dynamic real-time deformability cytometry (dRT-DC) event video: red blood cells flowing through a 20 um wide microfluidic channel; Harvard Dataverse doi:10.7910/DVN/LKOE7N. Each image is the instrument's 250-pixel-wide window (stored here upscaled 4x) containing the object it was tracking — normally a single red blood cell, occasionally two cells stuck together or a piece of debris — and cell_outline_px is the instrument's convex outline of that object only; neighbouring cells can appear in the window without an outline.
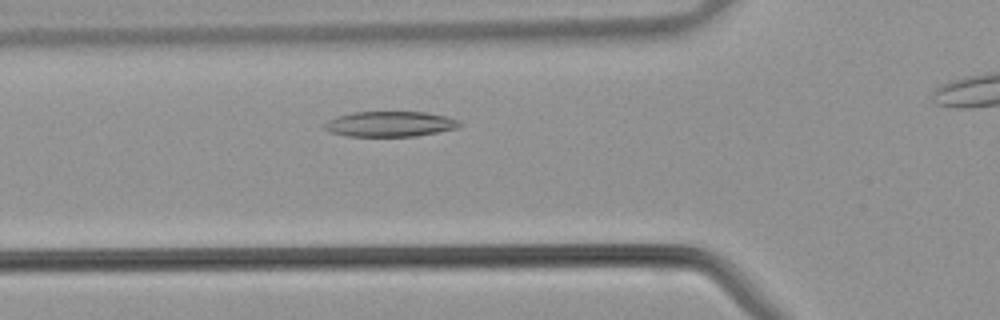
{"species": "common noctule bat (a hibernating species)", "species_latin": "Nyctalus noctula", "temperature_condition": "warm", "stored_images_in_passage": 23, "camera_frame_rate_fps": 3000, "um_per_image_px": 0.085, "animal": {"sex": "male", "body_mass_g": 21.5, "forearm_length_mm": 52.0}, "frame": {"image": 1, "passage_image": 4, "time_ms": 1.0, "image_size_px": [1000, 320], "cell_outline_px": [[464, 124], [456, 128], [416, 136], [344, 136], [332, 132], [324, 128], [324, 124], [328, 120], [336, 116], [352, 112], [428, 112], [448, 116], [460, 120]], "centroid_in_image_um": [33.18, 10.53], "position_along_channel_um": 92.6, "area_um2": 20.06}}
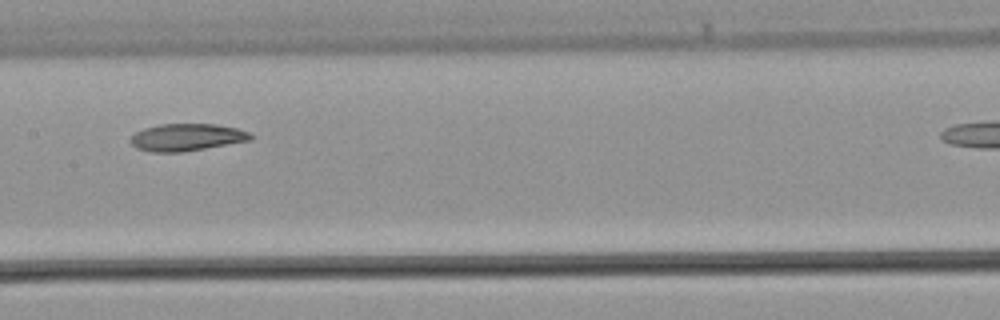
{"frame": {"image": 2, "passage_image": 10, "time_ms": 3.0, "image_size_px": [1000, 320], "cell_outline_px": [[252, 140], [180, 152], [152, 152], [136, 148], [132, 144], [132, 136], [136, 132], [144, 128], [160, 124], [216, 124], [236, 128], [248, 132], [252, 136]], "centroid_in_image_um": [15.87, 11.66], "position_along_channel_um": 191.5, "area_um2": 18.79}}
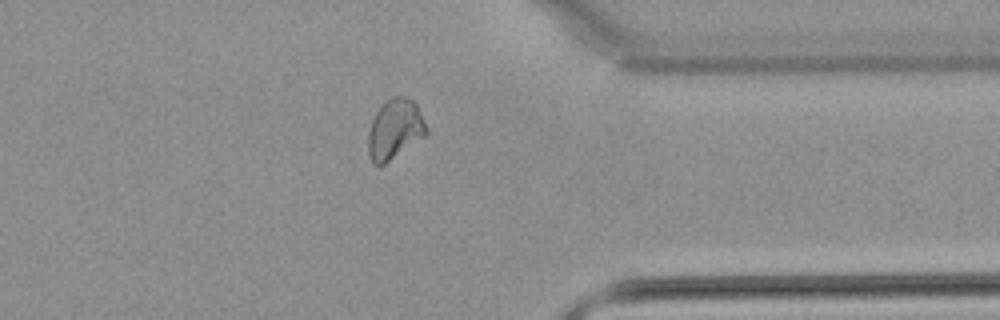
{"frame": {"image": 3, "passage_image": 22, "time_ms": 7.0, "image_size_px": [1000, 320], "cell_outline_px": [[428, 132], [424, 136], [384, 164], [372, 164], [368, 152], [368, 132], [372, 120], [376, 112], [392, 96], [404, 96], [412, 100], [416, 104], [428, 128]], "centroid_in_image_um": [33.56, 10.98], "position_along_channel_um": 377.8, "area_um2": 20.0}}